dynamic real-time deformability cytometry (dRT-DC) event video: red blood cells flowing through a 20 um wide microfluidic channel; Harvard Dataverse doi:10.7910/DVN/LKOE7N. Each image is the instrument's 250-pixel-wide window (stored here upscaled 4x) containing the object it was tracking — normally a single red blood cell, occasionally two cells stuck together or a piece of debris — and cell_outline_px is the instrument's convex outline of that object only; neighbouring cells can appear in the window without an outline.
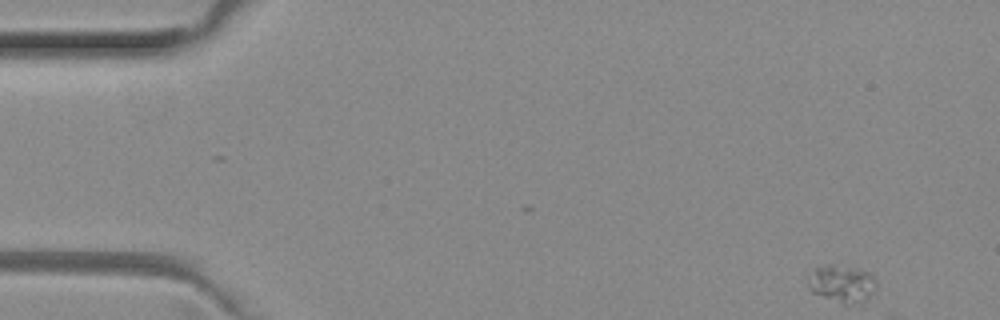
{"species": "common noctule bat (a hibernating species)", "species_latin": "Nyctalus noctula", "temperature_condition": "room temperature", "stored_images_in_passage": 14, "camera_frame_rate_fps": 3000, "um_per_image_px": 0.085, "animal": {"sex": "female", "body_mass_g": 29.2, "forearm_length_mm": 56.3}, "frame": {"image": 1, "passage_image": 1, "time_ms": 0.0, "image_size_px": [1000, 320], "cell_outline_px": [[876, 288], [864, 300], [852, 304], [844, 304], [812, 292], [808, 288], [808, 280], [812, 268], [828, 264], [832, 264], [852, 268], [868, 272], [876, 280]], "centroid_in_image_um": [71.52, 24.09], "position_along_channel_um": 13.5, "area_um2": 14.62}}
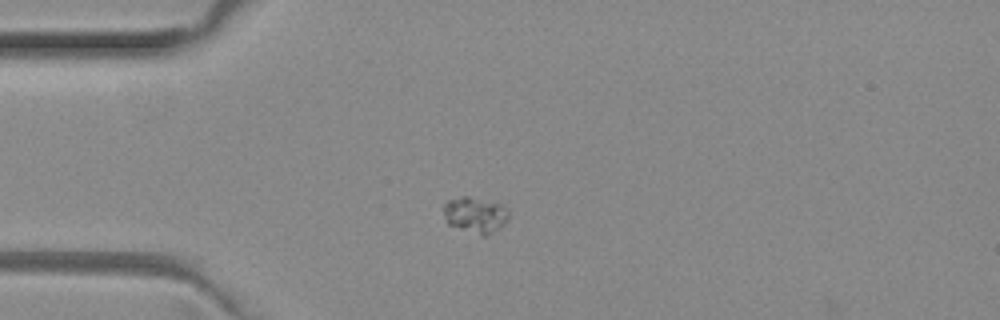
{"frame": {"image": 2, "passage_image": 11, "time_ms": 3.333, "image_size_px": [1000, 320], "cell_outline_px": [[508, 220], [500, 228], [488, 236], [484, 236], [448, 224], [444, 220], [444, 204], [448, 200], [460, 196], [468, 196], [500, 204], [508, 212]], "centroid_in_image_um": [40.38, 18.27], "position_along_channel_um": 44.6, "area_um2": 13.53}}